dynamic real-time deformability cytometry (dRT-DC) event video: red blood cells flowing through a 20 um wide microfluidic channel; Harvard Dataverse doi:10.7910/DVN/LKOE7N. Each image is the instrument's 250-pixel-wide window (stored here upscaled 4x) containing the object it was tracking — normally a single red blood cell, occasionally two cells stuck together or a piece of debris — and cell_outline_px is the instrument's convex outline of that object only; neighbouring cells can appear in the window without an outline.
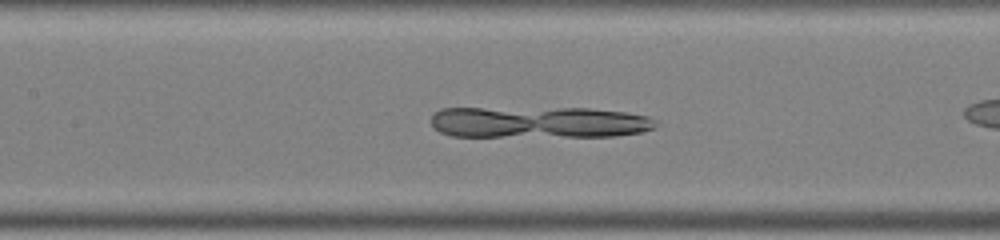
{"species": "common noctule bat (a hibernating species)", "species_latin": "Nyctalus noctula", "temperature_condition": "warm", "stored_images_in_passage": 39, "camera_frame_rate_fps": 3000, "um_per_image_px": 0.085, "animal": {"sex": "male", "body_mass_g": 19.0, "forearm_length_mm": 50.8}, "frame": {"image": 1, "passage_image": 12, "time_ms": 3.667, "image_size_px": [1000, 240], "cell_outline_px": [[660, 124], [656, 128], [640, 132], [616, 136], [452, 136], [440, 132], [432, 128], [432, 112], [440, 108], [588, 108], [624, 112], [648, 116], [656, 120]], "centroid_in_image_um": [45.8, 10.38], "position_along_channel_um": 161.6, "area_um2": 41.62}}